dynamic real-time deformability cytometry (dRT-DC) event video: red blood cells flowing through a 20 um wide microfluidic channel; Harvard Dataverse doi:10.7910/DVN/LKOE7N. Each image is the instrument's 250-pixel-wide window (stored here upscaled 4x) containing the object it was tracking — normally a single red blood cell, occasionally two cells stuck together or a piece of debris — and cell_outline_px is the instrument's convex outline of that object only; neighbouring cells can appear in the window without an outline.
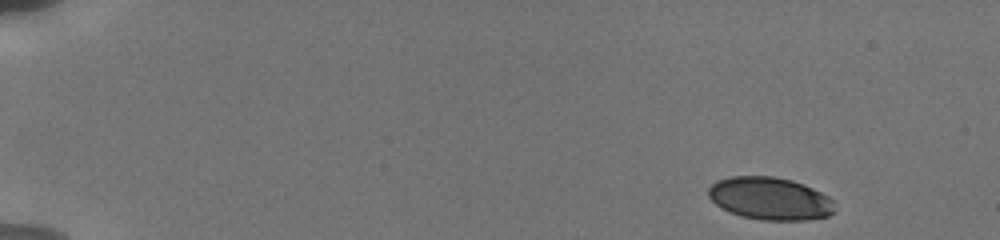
{"species": "human", "species_latin": "Homo sapiens", "temperature_condition": "cold", "stored_images_in_passage": 10, "camera_frame_rate_fps": 3000, "um_per_image_px": 0.085, "donor": {"sex": "male"}, "frame": {"image": 1, "passage_image": 1, "time_ms": 0.0, "image_size_px": [1000, 240], "cell_outline_px": [[836, 212], [828, 216], [808, 220], [760, 220], [740, 216], [728, 212], [716, 204], [708, 196], [708, 188], [716, 180], [728, 176], [772, 176], [792, 180], [804, 184], [828, 196], [832, 200]], "centroid_in_image_um": [65.44, 16.88], "position_along_channel_um": 19.6, "area_um2": 31.67}}
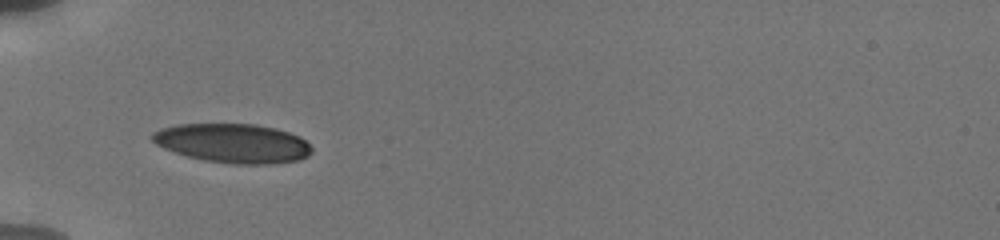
{"frame": {"image": 2, "passage_image": 9, "time_ms": 4.667, "image_size_px": [1000, 240], "cell_outline_px": [[312, 152], [308, 156], [300, 160], [268, 164], [232, 164], [204, 160], [188, 156], [164, 148], [156, 144], [152, 140], [152, 132], [160, 128], [176, 124], [256, 124], [276, 128], [300, 136], [312, 148]], "centroid_in_image_um": [19.81, 12.17], "position_along_channel_um": 65.2, "area_um2": 36.47}}
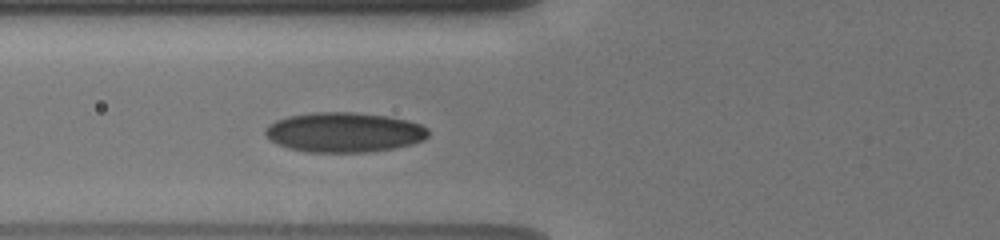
{"frame": {"image": 3, "passage_image": 10, "time_ms": 5.667, "image_size_px": [1000, 240], "cell_outline_px": [[428, 136], [424, 140], [412, 144], [392, 148], [368, 152], [304, 152], [288, 148], [276, 144], [264, 132], [264, 128], [268, 124], [276, 120], [288, 116], [312, 112], [352, 112], [388, 116], [408, 120], [420, 124], [428, 128]], "centroid_in_image_um": [29.24, 11.24], "position_along_channel_um": 96.6, "area_um2": 38.03}}